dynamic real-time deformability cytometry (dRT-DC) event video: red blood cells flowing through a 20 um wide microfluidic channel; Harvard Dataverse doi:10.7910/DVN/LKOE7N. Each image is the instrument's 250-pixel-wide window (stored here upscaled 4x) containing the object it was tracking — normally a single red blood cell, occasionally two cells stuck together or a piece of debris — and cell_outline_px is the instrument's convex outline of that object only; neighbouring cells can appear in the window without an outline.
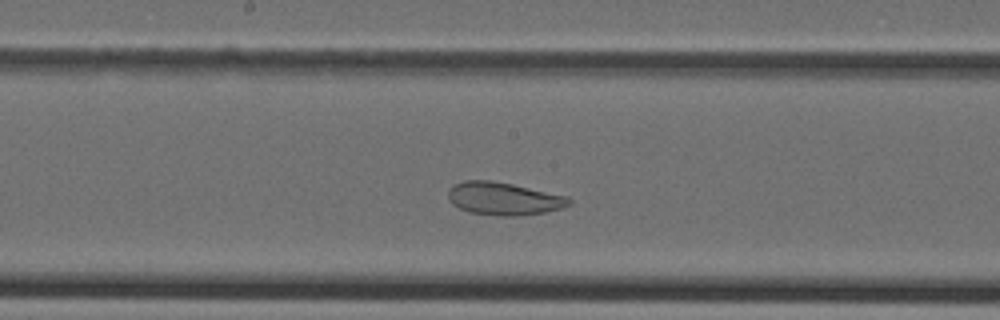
{"species": "Egyptian fruit bat (a non-hibernating species)", "species_latin": "Rousettus aegyptiacus", "temperature_condition": "cold", "stored_images_in_passage": 40, "segment_of_instrument_passage": [1, 2], "camera_frame_rate_fps": 3000, "um_per_image_px": 0.085, "animal": {"sex": "female"}, "frame": {"image": 1, "passage_image": 17, "time_ms": 5.333, "image_size_px": [1000, 320], "cell_outline_px": [[572, 204], [564, 208], [544, 212], [520, 216], [496, 216], [468, 212], [452, 204], [448, 200], [448, 188], [452, 184], [464, 180], [492, 180], [512, 184], [568, 196], [572, 200]], "centroid_in_image_um": [42.8, 16.88], "position_along_channel_um": 205.4, "area_um2": 23.52}}
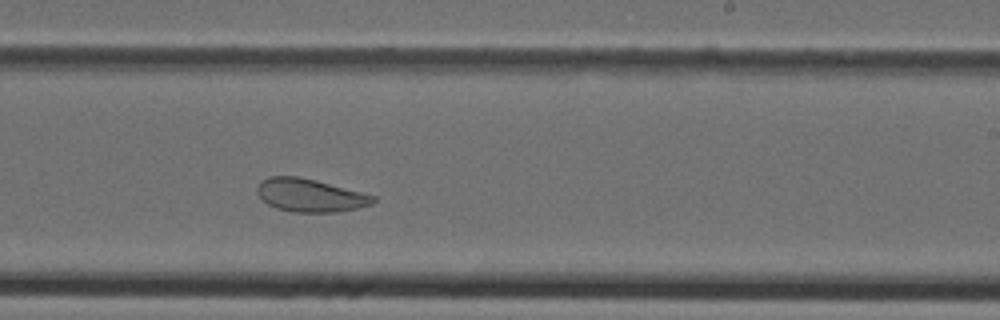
{"frame": {"image": 2, "passage_image": 21, "time_ms": 6.667, "image_size_px": [1000, 320], "cell_outline_px": [[376, 200], [372, 204], [356, 208], [336, 212], [292, 212], [276, 208], [268, 204], [256, 192], [256, 188], [260, 180], [268, 176], [296, 176], [316, 180], [376, 196]], "centroid_in_image_um": [26.33, 16.59], "position_along_channel_um": 262.7, "area_um2": 22.31}}
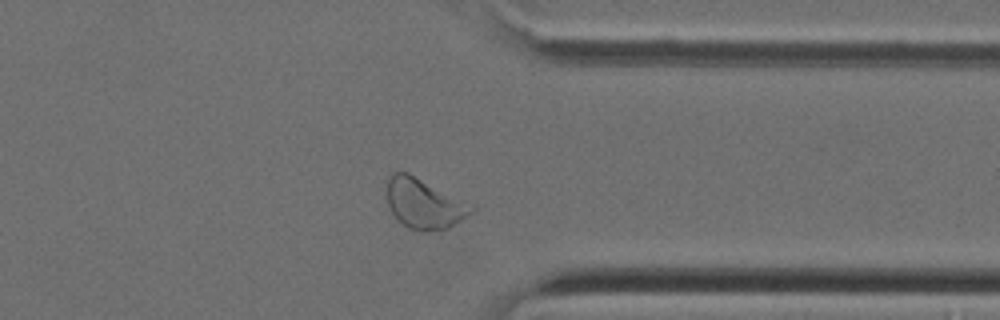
{"frame": {"image": 3, "passage_image": 29, "time_ms": 9.333, "image_size_px": [1000, 320], "cell_outline_px": [[476, 208], [472, 212], [448, 228], [420, 232], [408, 228], [396, 220], [388, 208], [388, 180], [392, 172], [408, 172], [476, 204]], "centroid_in_image_um": [36.08, 17.3], "position_along_channel_um": 375.3, "area_um2": 25.14}}